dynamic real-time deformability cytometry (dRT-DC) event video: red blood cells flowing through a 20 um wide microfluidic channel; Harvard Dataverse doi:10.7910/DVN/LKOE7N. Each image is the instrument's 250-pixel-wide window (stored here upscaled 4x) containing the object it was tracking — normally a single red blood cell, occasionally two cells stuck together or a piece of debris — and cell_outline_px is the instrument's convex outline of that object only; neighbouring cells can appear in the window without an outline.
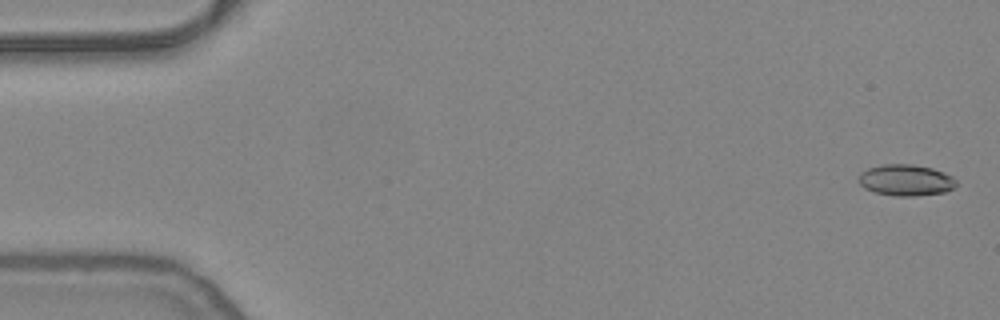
{"species": "common noctule bat (a hibernating species)", "species_latin": "Nyctalus noctula", "temperature_condition": "warm", "stored_images_in_passage": 54, "camera_frame_rate_fps": 3000, "um_per_image_px": 0.085, "animal": {"sex": "female", "body_mass_g": 24.6, "forearm_length_mm": 56.2}, "frame": {"image": 1, "passage_image": 2, "time_ms": 0.333, "image_size_px": [1000, 320], "cell_outline_px": [[956, 184], [952, 188], [944, 192], [916, 196], [896, 196], [876, 192], [864, 188], [860, 184], [860, 172], [868, 168], [884, 164], [912, 164], [932, 168], [944, 172], [952, 176], [956, 180]], "centroid_in_image_um": [77.0, 15.31], "position_along_channel_um": 8.0, "area_um2": 17.69}}
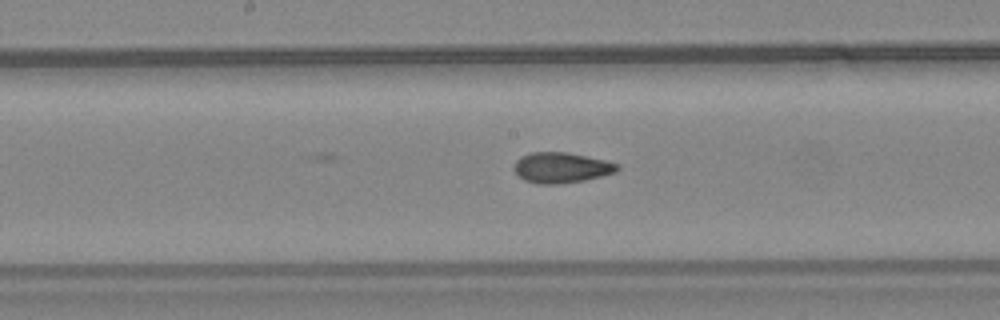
{"frame": {"image": 2, "passage_image": 28, "time_ms": 9.0, "image_size_px": [1000, 320], "cell_outline_px": [[620, 168], [616, 172], [584, 180], [560, 184], [536, 184], [524, 180], [512, 168], [516, 160], [520, 156], [532, 152], [568, 152], [604, 160], [616, 164]], "centroid_in_image_um": [47.66, 14.25], "position_along_channel_um": 200.5, "area_um2": 18.32}}
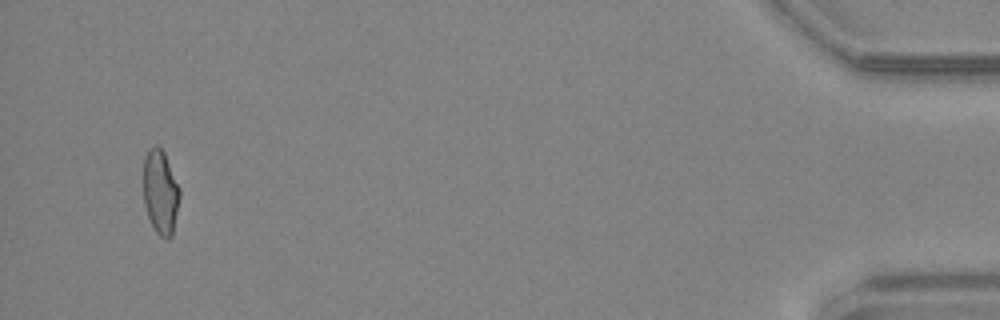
{"frame": {"image": 3, "passage_image": 52, "time_ms": 17.0, "image_size_px": [1000, 320], "cell_outline_px": [[180, 196], [172, 236], [168, 240], [164, 240], [156, 232], [148, 216], [144, 204], [144, 156], [148, 148], [156, 144], [164, 152], [180, 188]], "centroid_in_image_um": [13.64, 16.32], "position_along_channel_um": 421.6, "area_um2": 17.92}, "authors_computed_cell_mechanics": {"area_um2": 18.1203, "velocity_mm_per_s": 3.833, "shape_relaxation_time_tau1_ms": null, "shape_relaxation_time_tau2_ms": 1.7494, "deformation_change_tau1": null, "deformation_change_tau2": 0.0801}}